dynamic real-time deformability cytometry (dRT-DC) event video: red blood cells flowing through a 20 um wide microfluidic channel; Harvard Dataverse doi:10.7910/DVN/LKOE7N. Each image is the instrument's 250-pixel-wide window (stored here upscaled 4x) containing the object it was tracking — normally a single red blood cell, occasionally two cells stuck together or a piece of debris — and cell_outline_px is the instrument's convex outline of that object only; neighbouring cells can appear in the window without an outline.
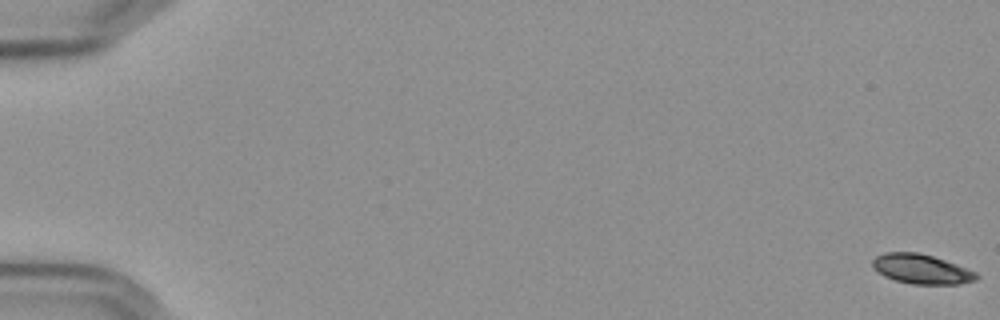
{"species": "Egyptian fruit bat (a non-hibernating species)", "species_latin": "Rousettus aegyptiacus", "temperature_condition": "cold", "stored_images_in_passage": 59, "camera_frame_rate_fps": 3000, "um_per_image_px": 0.085, "frame": {"image": 1, "passage_image": 1, "time_ms": 0.0, "image_size_px": [1000, 320], "cell_outline_px": [[980, 276], [976, 280], [960, 284], [912, 284], [896, 280], [884, 276], [872, 268], [872, 260], [876, 256], [884, 252], [916, 252], [932, 256], [956, 264], [976, 272]], "centroid_in_image_um": [78.31, 22.87], "position_along_channel_um": 6.7, "area_um2": 17.92}}
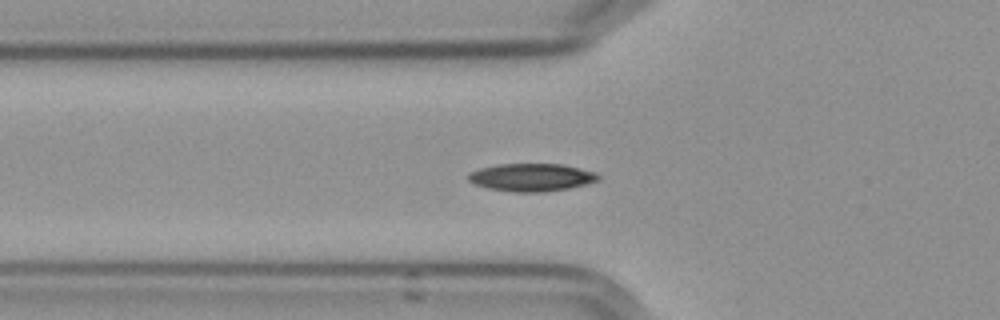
{"frame": {"image": 2, "passage_image": 22, "time_ms": 7.0, "image_size_px": [1000, 320], "cell_outline_px": [[600, 176], [596, 180], [584, 184], [568, 188], [544, 192], [512, 192], [488, 188], [476, 184], [468, 180], [468, 172], [480, 168], [496, 164], [564, 164], [596, 172]], "centroid_in_image_um": [45.15, 15.06], "position_along_channel_um": 80.7, "area_um2": 20.98}}
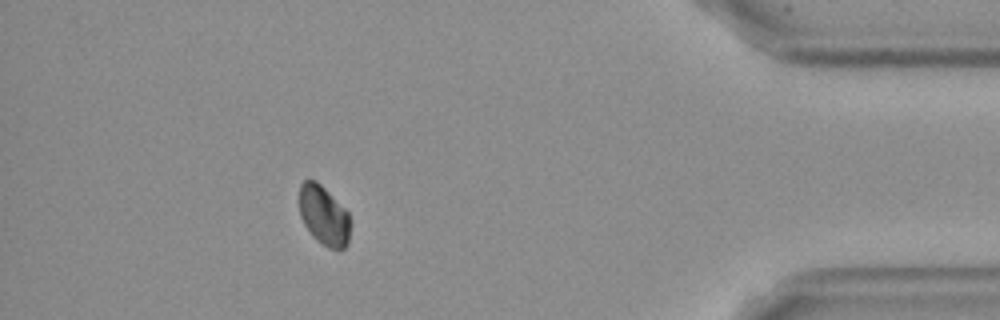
{"frame": {"image": 3, "passage_image": 53, "time_ms": 17.333, "image_size_px": [1000, 320], "cell_outline_px": [[348, 244], [340, 252], [328, 248], [316, 240], [312, 236], [304, 224], [300, 216], [300, 184], [304, 180], [316, 180], [348, 212]], "centroid_in_image_um": [27.51, 18.35], "position_along_channel_um": 407.7, "area_um2": 17.51}, "authors_computed_cell_mechanics": {"area_um2": 19.074, "velocity_mm_per_s": 3.5755, "shape_relaxation_time_tau1_ms": 3.9484, "shape_relaxation_time_tau2_ms": null, "deformation_change_tau1": 0.0813, "deformation_change_tau2": null}}